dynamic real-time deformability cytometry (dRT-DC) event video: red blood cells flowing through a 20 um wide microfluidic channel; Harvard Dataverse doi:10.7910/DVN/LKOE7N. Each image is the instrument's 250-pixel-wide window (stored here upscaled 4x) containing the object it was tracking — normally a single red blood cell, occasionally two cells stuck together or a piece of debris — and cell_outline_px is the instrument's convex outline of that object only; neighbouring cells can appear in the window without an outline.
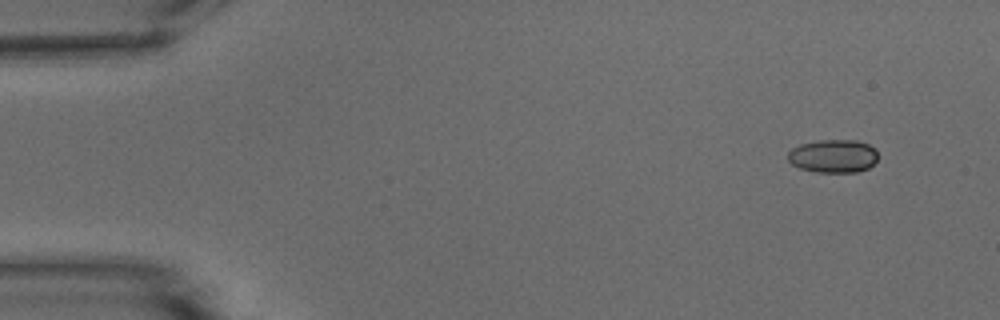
{"species": "common noctule bat (a hibernating species)", "species_latin": "Nyctalus noctula", "temperature_condition": "warm", "stored_images_in_passage": 8, "camera_frame_rate_fps": 3000, "um_per_image_px": 0.085, "animal": {"sex": "male", "body_mass_g": 15.6}, "frame": {"image": 1, "passage_image": 1, "time_ms": 0.0, "image_size_px": [1000, 320], "cell_outline_px": [[876, 160], [868, 168], [856, 172], [816, 172], [800, 168], [792, 164], [788, 160], [788, 152], [792, 148], [800, 144], [820, 140], [856, 140], [868, 144], [876, 148]], "centroid_in_image_um": [70.81, 13.26], "position_along_channel_um": 14.2, "area_um2": 17.4}}